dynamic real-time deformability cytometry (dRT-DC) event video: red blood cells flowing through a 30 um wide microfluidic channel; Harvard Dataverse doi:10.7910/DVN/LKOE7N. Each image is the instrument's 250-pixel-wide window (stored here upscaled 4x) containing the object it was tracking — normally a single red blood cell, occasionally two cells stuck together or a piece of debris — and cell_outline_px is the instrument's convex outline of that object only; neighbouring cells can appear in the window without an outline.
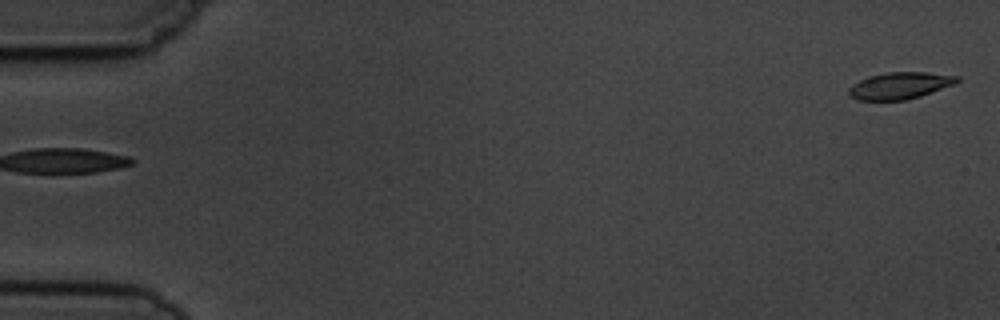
{"species": "common noctule bat (a hibernating species)", "species_latin": "Nyctalus noctula", "temperature_condition": "cold", "stored_images_in_passage": 6, "segment_of_instrument_passage": [2, 2], "camera_frame_rate_fps": 3000, "um_per_image_px": 0.085, "animal": {"sex": "male", "body_mass_g": 19.5, "forearm_length_mm": 54.6}, "frame": {"image": 1, "passage_image": 6, "time_ms": 5.667, "image_size_px": [1000, 320], "cell_outline_px": [[960, 80], [956, 84], [920, 96], [904, 100], [856, 100], [848, 92], [848, 88], [852, 84], [868, 76], [888, 72], [928, 72], [960, 76]], "centroid_in_image_um": [76.52, 7.27], "position_along_channel_um": 8.5, "area_um2": 16.99}}